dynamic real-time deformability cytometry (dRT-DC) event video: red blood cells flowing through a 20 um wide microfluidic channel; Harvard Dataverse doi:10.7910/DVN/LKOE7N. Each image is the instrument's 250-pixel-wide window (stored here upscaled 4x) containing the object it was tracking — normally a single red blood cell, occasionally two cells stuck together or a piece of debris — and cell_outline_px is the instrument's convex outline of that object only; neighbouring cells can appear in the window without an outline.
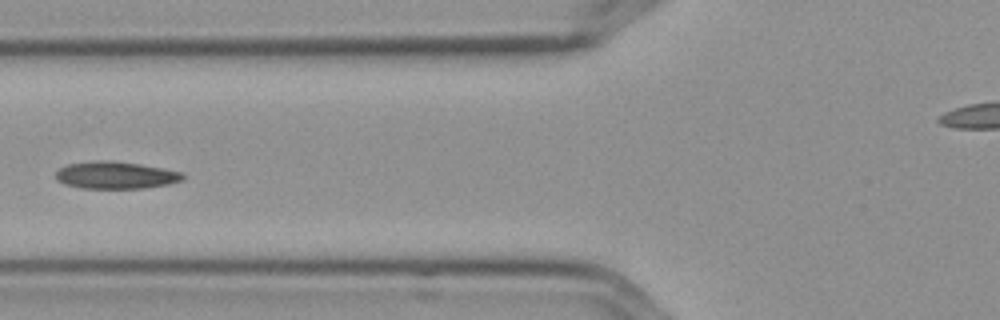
{"species": "Egyptian fruit bat (a non-hibernating species)", "species_latin": "Rousettus aegyptiacus", "temperature_condition": "cold", "stored_images_in_passage": 7, "camera_frame_rate_fps": 3000, "um_per_image_px": 0.085, "frame": {"image": 1, "passage_image": 7, "time_ms": 2.0, "image_size_px": [1000, 320], "cell_outline_px": [[184, 180], [168, 184], [144, 188], [80, 188], [64, 184], [56, 180], [56, 172], [60, 168], [68, 164], [96, 160], [108, 160], [140, 164], [184, 172]], "centroid_in_image_um": [9.84, 14.89], "position_along_channel_um": 116.0, "area_um2": 20.23}}